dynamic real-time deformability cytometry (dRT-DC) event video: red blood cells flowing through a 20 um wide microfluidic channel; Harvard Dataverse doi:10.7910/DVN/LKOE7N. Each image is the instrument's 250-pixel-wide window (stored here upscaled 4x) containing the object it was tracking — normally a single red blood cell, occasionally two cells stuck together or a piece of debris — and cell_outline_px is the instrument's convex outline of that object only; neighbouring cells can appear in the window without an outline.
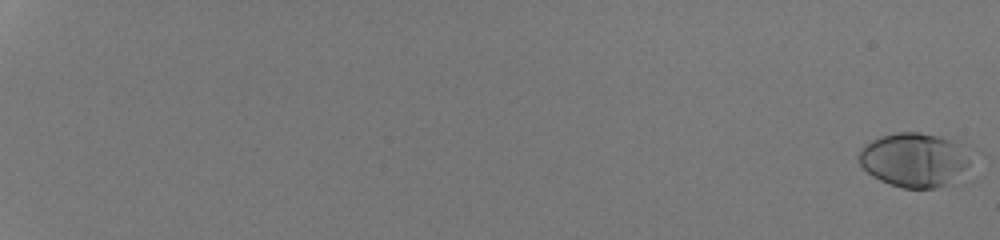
{"species": "human", "species_latin": "Homo sapiens", "temperature_condition": "room temperature", "stored_images_in_passage": 47, "camera_frame_rate_fps": 3000, "um_per_image_px": 0.085, "donor": {"sex": "male"}, "frame": {"image": 1, "passage_image": 1, "time_ms": 0.0, "image_size_px": [1000, 240], "cell_outline_px": [[968, 164], [964, 168], [944, 184], [936, 188], [904, 188], [880, 180], [872, 176], [860, 164], [860, 148], [864, 144], [880, 136], [896, 132], [920, 132], [940, 136], [952, 140], [960, 144], [968, 160]], "centroid_in_image_um": [77.61, 13.55], "position_along_channel_um": 7.4, "area_um2": 34.28}}
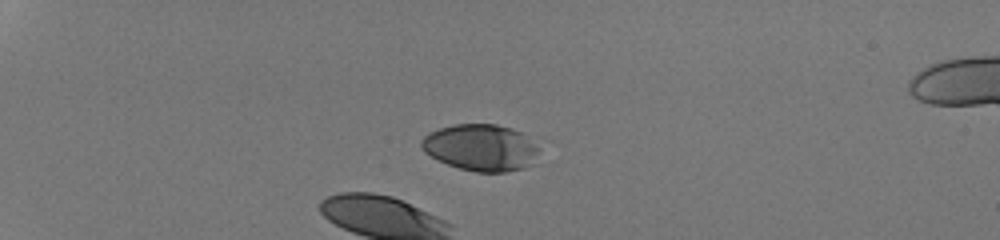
{"frame": {"image": 2, "passage_image": 18, "time_ms": 5.667, "image_size_px": [1000, 240], "cell_outline_px": [[540, 148], [532, 164], [524, 168], [504, 172], [476, 172], [460, 168], [448, 164], [424, 152], [420, 144], [420, 140], [428, 132], [452, 124], [496, 124], [512, 128], [524, 132]], "centroid_in_image_um": [40.89, 12.52], "position_along_channel_um": 44.1, "area_um2": 32.19}}
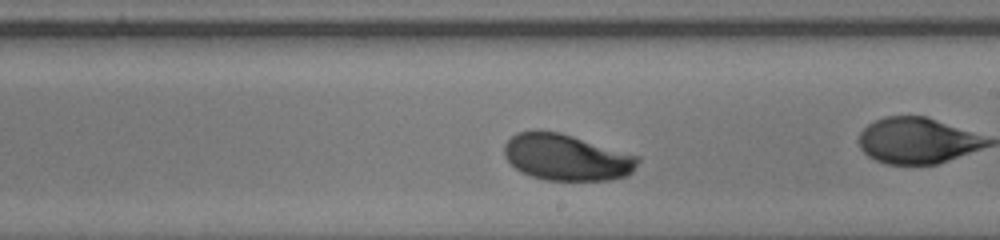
{"frame": {"image": 3, "passage_image": 35, "time_ms": 11.333, "image_size_px": [1000, 240], "cell_outline_px": [[640, 160], [632, 172], [628, 176], [608, 180], [544, 180], [532, 176], [516, 168], [504, 156], [504, 144], [516, 132], [532, 128], [540, 128], [560, 132], [640, 156]], "centroid_in_image_um": [48.14, 13.34], "position_along_channel_um": 240.9, "area_um2": 36.53}, "authors_computed_cell_mechanics": {"area_um2": 35.7204, "velocity_mm_per_s": 4.2574, "shape_relaxation_time_tau1_ms": 1.5955, "shape_relaxation_time_tau2_ms": null, "deformation_change_tau1": 0.1141, "deformation_change_tau2": null}}